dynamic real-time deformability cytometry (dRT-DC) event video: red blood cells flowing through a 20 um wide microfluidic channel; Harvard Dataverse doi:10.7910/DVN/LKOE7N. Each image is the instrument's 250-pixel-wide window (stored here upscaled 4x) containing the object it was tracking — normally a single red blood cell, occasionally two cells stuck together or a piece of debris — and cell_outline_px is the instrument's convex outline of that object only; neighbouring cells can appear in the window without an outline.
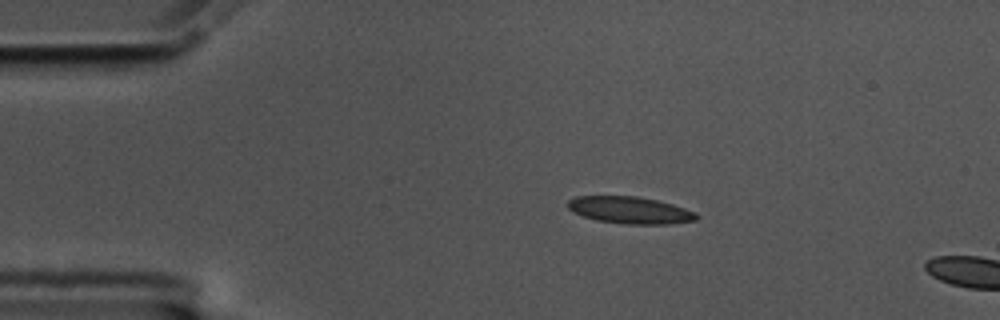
{"species": "common noctule bat (a hibernating species)", "species_latin": "Nyctalus noctula", "temperature_condition": "cold", "stored_images_in_passage": 4, "camera_frame_rate_fps": 3000, "um_per_image_px": 0.085, "animal": {"sex": "male", "body_mass_g": 17.5, "forearm_length_mm": 52.3}, "frame": {"image": 1, "passage_image": 1, "time_ms": 0.0, "image_size_px": [1000, 320], "cell_outline_px": [[700, 216], [696, 220], [668, 224], [624, 224], [596, 220], [572, 212], [568, 208], [568, 200], [576, 196], [636, 196], [656, 200], [672, 204], [696, 212]], "centroid_in_image_um": [53.55, 17.86], "position_along_channel_um": 31.5, "area_um2": 20.23}}